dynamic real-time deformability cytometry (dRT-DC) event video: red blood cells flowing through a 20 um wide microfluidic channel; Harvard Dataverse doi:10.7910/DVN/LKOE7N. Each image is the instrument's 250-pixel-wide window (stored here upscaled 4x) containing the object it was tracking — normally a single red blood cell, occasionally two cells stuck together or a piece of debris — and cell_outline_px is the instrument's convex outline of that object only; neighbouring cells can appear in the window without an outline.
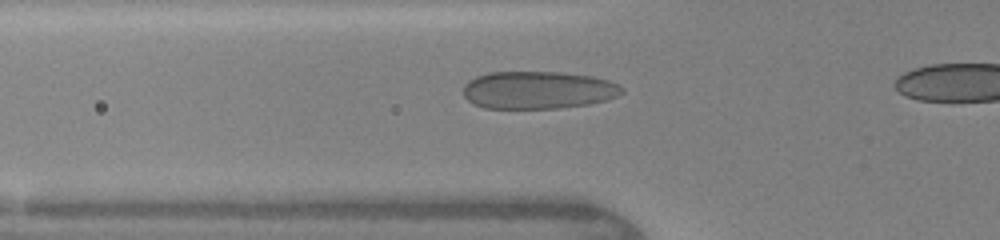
{"species": "human", "species_latin": "Homo sapiens", "temperature_condition": "warm", "stored_images_in_passage": 12, "camera_frame_rate_fps": 3000, "um_per_image_px": 0.085, "donor": {"sex": "female"}, "frame": {"image": 1, "passage_image": 9, "time_ms": 3.667, "image_size_px": [1000, 240], "cell_outline_px": [[624, 92], [608, 100], [588, 104], [556, 108], [484, 108], [468, 100], [464, 96], [464, 84], [468, 80], [476, 76], [488, 72], [560, 72], [592, 76], [608, 80], [620, 84], [624, 88]], "centroid_in_image_um": [45.75, 7.64], "position_along_channel_um": 80.0, "area_um2": 34.91}}